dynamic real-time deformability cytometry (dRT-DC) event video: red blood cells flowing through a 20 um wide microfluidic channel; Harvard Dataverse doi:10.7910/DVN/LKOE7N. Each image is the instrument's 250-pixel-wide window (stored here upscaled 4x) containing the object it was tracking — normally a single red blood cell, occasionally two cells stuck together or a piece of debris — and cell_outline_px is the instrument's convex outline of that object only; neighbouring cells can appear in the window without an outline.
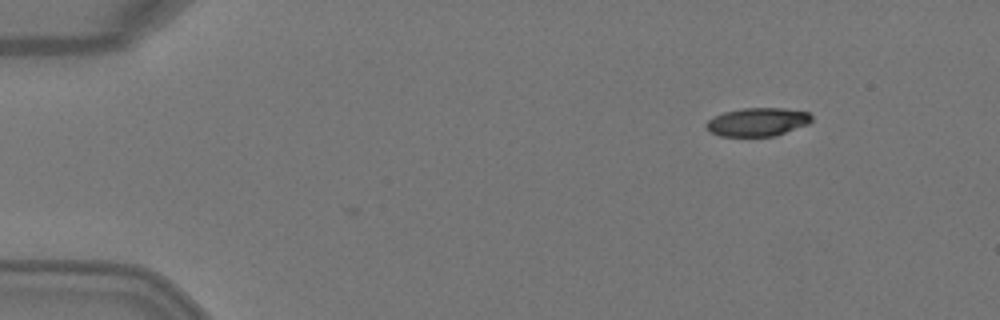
{"species": "Egyptian fruit bat (a non-hibernating species)", "species_latin": "Rousettus aegyptiacus", "temperature_condition": "warm", "stored_images_in_passage": 3, "camera_frame_rate_fps": 3000, "um_per_image_px": 0.085, "animal": {"sex": "female"}, "frame": {"image": 1, "passage_image": 1, "time_ms": 0.0, "image_size_px": [1000, 320], "cell_outline_px": [[812, 120], [808, 124], [772, 136], [720, 136], [708, 132], [704, 124], [712, 116], [724, 112], [744, 108], [784, 108], [808, 112], [812, 116]], "centroid_in_image_um": [64.33, 10.36], "position_along_channel_um": 20.7, "area_um2": 17.46}}